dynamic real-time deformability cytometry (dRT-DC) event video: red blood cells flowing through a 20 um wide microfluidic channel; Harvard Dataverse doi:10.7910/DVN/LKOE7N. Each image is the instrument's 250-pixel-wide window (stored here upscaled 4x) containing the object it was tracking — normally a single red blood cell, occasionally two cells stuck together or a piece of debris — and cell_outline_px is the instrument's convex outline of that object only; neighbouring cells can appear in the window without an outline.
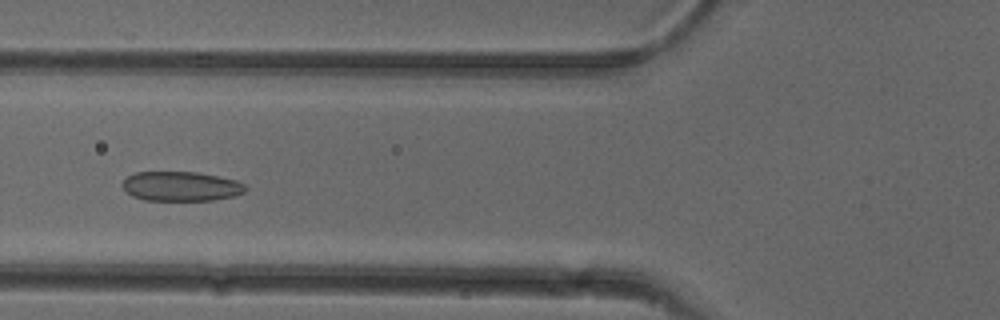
{"species": "common noctule bat (a hibernating species)", "species_latin": "Nyctalus noctula", "temperature_condition": "cold", "stored_images_in_passage": 51, "camera_frame_rate_fps": 3000, "um_per_image_px": 0.085, "animal": {"sex": "female"}, "frame": {"image": 1, "passage_image": 19, "time_ms": 6.0, "image_size_px": [1000, 320], "cell_outline_px": [[248, 188], [244, 192], [232, 196], [212, 200], [144, 200], [132, 196], [120, 184], [128, 176], [136, 172], [196, 172], [236, 180], [244, 184]], "centroid_in_image_um": [15.37, 15.83], "position_along_channel_um": 110.4, "area_um2": 21.04}}
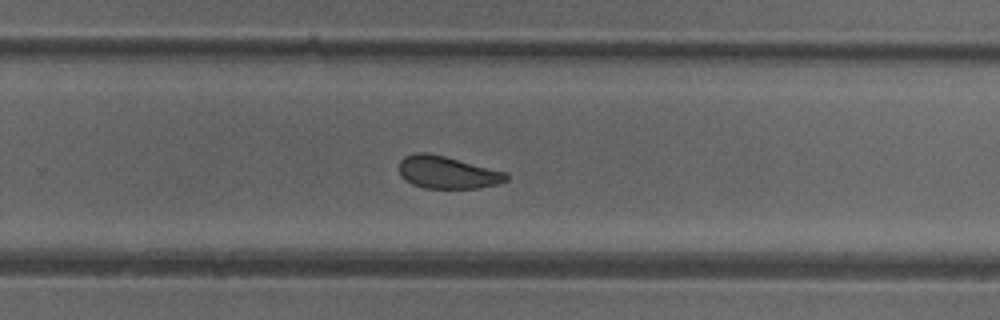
{"frame": {"image": 2, "passage_image": 33, "time_ms": 10.667, "image_size_px": [1000, 320], "cell_outline_px": [[508, 180], [500, 184], [480, 188], [424, 188], [412, 184], [404, 180], [400, 176], [400, 160], [404, 156], [416, 152], [428, 152], [508, 172]], "centroid_in_image_um": [38.04, 14.65], "position_along_channel_um": 291.8, "area_um2": 20.52}}
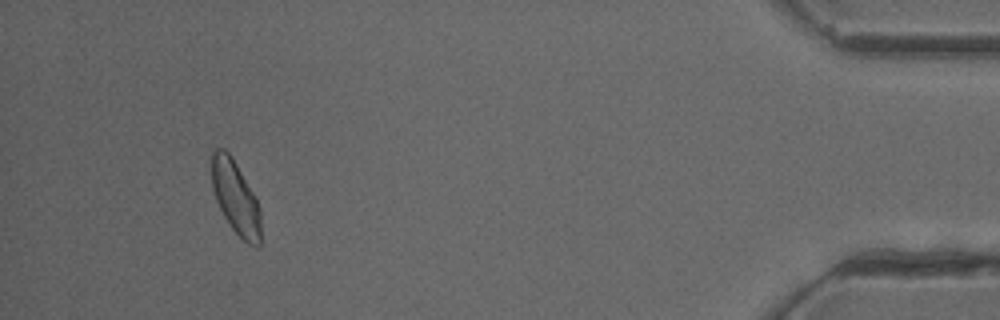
{"frame": {"image": 3, "passage_image": 48, "time_ms": 15.667, "image_size_px": [1000, 320], "cell_outline_px": [[260, 244], [248, 244], [232, 228], [224, 216], [216, 200], [212, 188], [212, 148], [224, 148], [232, 156], [256, 196], [260, 212]], "centroid_in_image_um": [20.01, 16.72], "position_along_channel_um": 415.2, "area_um2": 20.87}, "authors_computed_cell_mechanics": {"area_um2": 21.7328, "velocity_mm_per_s": 3.8844, "shape_relaxation_time_tau1_ms": null, "shape_relaxation_time_tau2_ms": 1.9948, "deformation_change_tau1": null, "deformation_change_tau2": 0.0701}}